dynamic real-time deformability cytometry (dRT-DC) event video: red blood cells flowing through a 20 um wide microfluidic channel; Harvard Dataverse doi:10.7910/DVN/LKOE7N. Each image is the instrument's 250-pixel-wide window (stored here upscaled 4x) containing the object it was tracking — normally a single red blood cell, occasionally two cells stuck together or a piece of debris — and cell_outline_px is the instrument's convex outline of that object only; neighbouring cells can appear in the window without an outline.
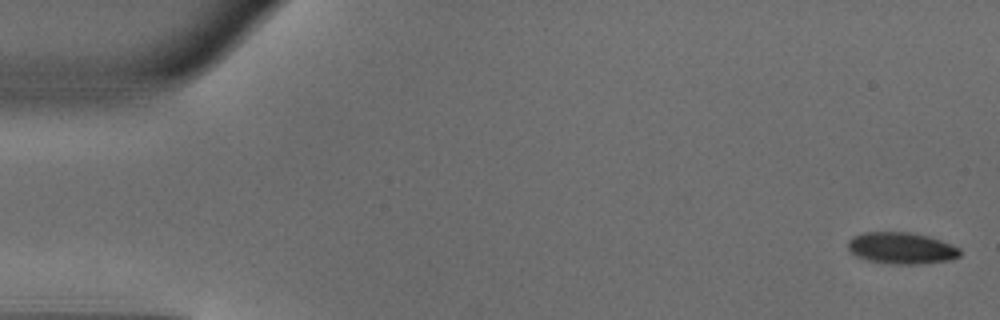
{"species": "common noctule bat (a hibernating species)", "species_latin": "Nyctalus noctula", "temperature_condition": "warm", "stored_images_in_passage": 49, "camera_frame_rate_fps": 3000, "um_per_image_px": 0.085, "animal": {"sex": "male", "body_mass_g": 18.8}, "frame": {"image": 1, "passage_image": 1, "time_ms": 0.0, "image_size_px": [1000, 320], "cell_outline_px": [[960, 256], [952, 260], [920, 264], [888, 264], [868, 260], [856, 256], [848, 248], [848, 240], [852, 236], [864, 232], [908, 232], [928, 236], [940, 240], [960, 248]], "centroid_in_image_um": [76.62, 21.1], "position_along_channel_um": 8.4, "area_um2": 20.69}}
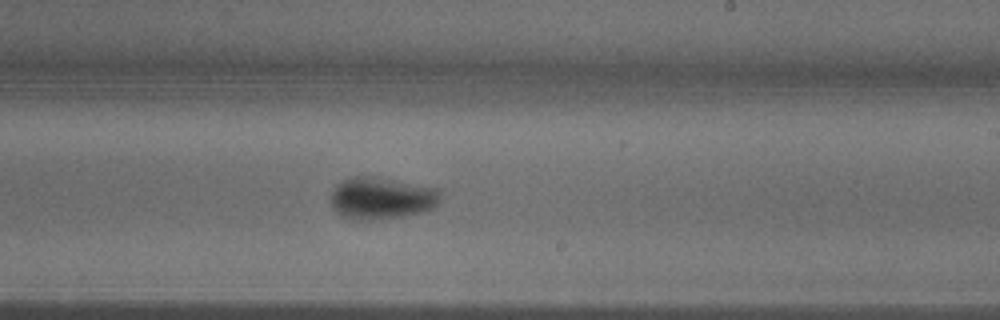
{"frame": {"image": 2, "passage_image": 29, "time_ms": 9.333, "image_size_px": [1000, 320], "cell_outline_px": [[440, 200], [432, 208], [420, 212], [404, 216], [368, 220], [352, 220], [340, 216], [332, 208], [332, 192], [336, 184], [348, 176], [376, 176], [436, 188], [440, 192]], "centroid_in_image_um": [32.38, 16.84], "position_along_channel_um": 256.6, "area_um2": 26.99}}
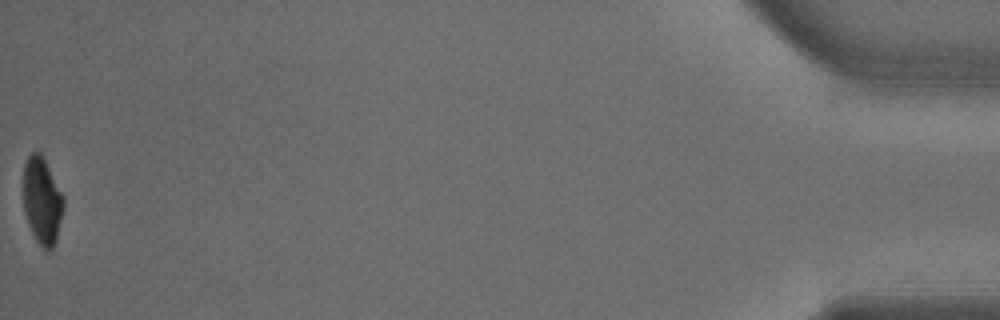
{"frame": {"image": 3, "passage_image": 49, "time_ms": 16.0, "image_size_px": [1000, 320], "cell_outline_px": [[64, 208], [56, 240], [52, 248], [48, 252], [44, 252], [36, 240], [28, 224], [24, 212], [24, 164], [28, 156], [32, 152], [40, 152], [44, 156], [64, 196]], "centroid_in_image_um": [3.6, 17.07], "position_along_channel_um": 431.6, "area_um2": 20.69}, "authors_computed_cell_mechanics": {"area_um2": 22.8888, "velocity_mm_per_s": 4.0968, "shape_relaxation_time_tau1_ms": 7.9818, "shape_relaxation_time_tau2_ms": null, "deformation_change_tau1": 0.2371, "deformation_change_tau2": null}}